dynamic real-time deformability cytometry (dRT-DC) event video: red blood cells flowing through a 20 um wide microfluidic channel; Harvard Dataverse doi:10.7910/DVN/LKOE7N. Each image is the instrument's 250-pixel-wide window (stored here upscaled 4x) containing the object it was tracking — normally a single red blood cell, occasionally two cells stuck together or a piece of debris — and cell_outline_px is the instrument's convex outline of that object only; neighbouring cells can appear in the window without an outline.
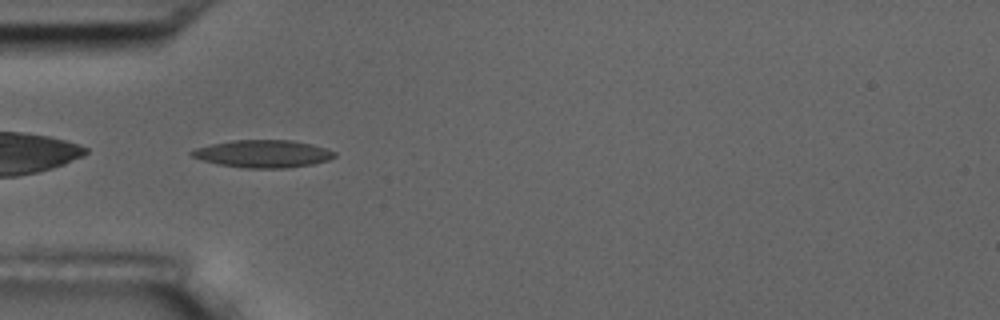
{"species": "common noctule bat (a hibernating species)", "species_latin": "Nyctalus noctula", "temperature_condition": "room temperature", "stored_images_in_passage": 5, "camera_frame_rate_fps": 3000, "um_per_image_px": 0.085, "animal": {"sex": "male", "body_mass_g": 17.5, "forearm_length_mm": 52.3}, "frame": {"image": 1, "passage_image": 4, "time_ms": 3.667, "image_size_px": [1000, 320], "cell_outline_px": [[336, 156], [328, 160], [312, 164], [288, 168], [244, 168], [216, 164], [192, 156], [188, 152], [196, 148], [212, 144], [232, 140], [292, 140], [312, 144], [336, 152]], "centroid_in_image_um": [22.36, 13.07], "position_along_channel_um": 62.6, "area_um2": 22.89}}